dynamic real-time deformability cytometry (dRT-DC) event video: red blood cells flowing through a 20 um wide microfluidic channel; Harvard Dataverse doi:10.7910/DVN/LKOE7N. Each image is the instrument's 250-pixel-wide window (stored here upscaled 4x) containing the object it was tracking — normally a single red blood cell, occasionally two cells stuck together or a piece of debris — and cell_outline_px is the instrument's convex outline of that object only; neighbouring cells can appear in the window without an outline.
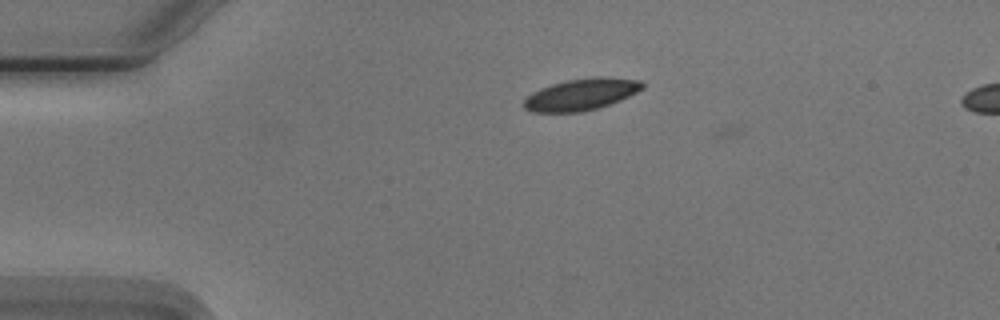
{"species": "Egyptian fruit bat (a non-hibernating species)", "species_latin": "Rousettus aegyptiacus", "temperature_condition": "cold", "stored_images_in_passage": 6, "camera_frame_rate_fps": 3000, "um_per_image_px": 0.085, "animal": {"sex": "male"}, "frame": {"image": 1, "passage_image": 3, "time_ms": 0.667, "image_size_px": [1000, 320], "cell_outline_px": [[644, 88], [620, 100], [596, 108], [580, 112], [532, 112], [524, 108], [524, 100], [532, 92], [540, 88], [552, 84], [568, 80], [592, 76], [608, 76], [640, 80], [644, 84]], "centroid_in_image_um": [49.41, 8.0], "position_along_channel_um": 35.6, "area_um2": 21.85}}